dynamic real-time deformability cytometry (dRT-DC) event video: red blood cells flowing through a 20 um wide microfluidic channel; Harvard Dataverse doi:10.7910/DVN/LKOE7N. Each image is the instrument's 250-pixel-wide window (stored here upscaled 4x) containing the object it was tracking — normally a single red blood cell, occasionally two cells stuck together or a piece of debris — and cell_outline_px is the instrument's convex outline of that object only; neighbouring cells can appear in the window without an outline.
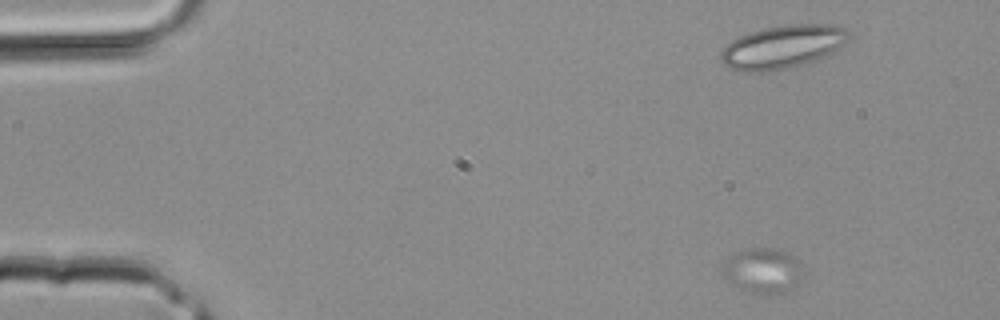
{"species": "common noctule bat (a hibernating species)", "species_latin": "Nyctalus noctula", "temperature_condition": "room temperature", "stored_images_in_passage": 3, "camera_frame_rate_fps": 3000, "um_per_image_px": 0.085, "animal": {"sex": "male", "body_mass_g": 20.4}, "frame": {"image": 1, "passage_image": 1, "time_ms": 0.0, "image_size_px": [1000, 320], "cell_outline_px": [[800, 268], [796, 284], [788, 292], [776, 296], [748, 292], [732, 284], [720, 272], [724, 260], [728, 256], [740, 248], [772, 248], [788, 252], [800, 264]], "centroid_in_image_um": [64.75, 23.0], "position_along_channel_um": 20.3, "area_um2": 21.39}}